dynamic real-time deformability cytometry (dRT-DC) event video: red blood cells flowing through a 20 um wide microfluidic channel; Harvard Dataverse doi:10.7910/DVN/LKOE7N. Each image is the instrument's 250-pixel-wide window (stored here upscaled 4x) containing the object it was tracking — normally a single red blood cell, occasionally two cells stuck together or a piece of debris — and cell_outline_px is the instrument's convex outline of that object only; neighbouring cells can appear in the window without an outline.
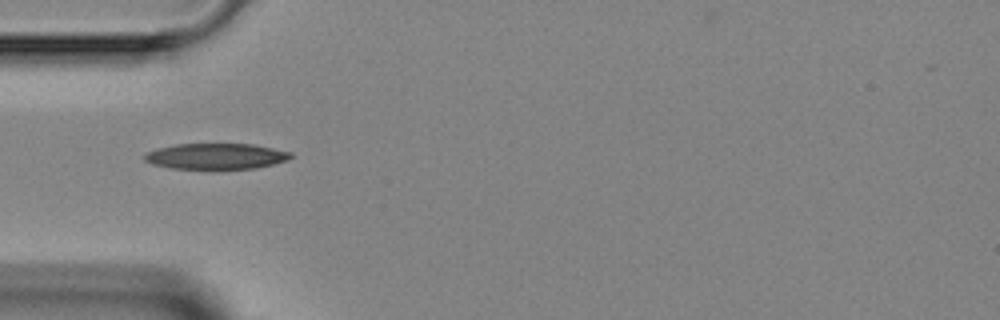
{"species": "Egyptian fruit bat (a non-hibernating species)", "species_latin": "Rousettus aegyptiacus", "temperature_condition": "room temperature", "stored_images_in_passage": 33, "camera_frame_rate_fps": 3000, "um_per_image_px": 0.085, "animal": {"sex": "female"}, "frame": {"image": 1, "passage_image": 1, "time_ms": 0.0, "image_size_px": [1000, 320], "cell_outline_px": [[292, 156], [288, 160], [256, 168], [172, 168], [152, 164], [144, 160], [144, 152], [156, 148], [176, 144], [252, 144], [292, 152]], "centroid_in_image_um": [18.33, 13.27], "position_along_channel_um": 66.7, "area_um2": 21.85}}
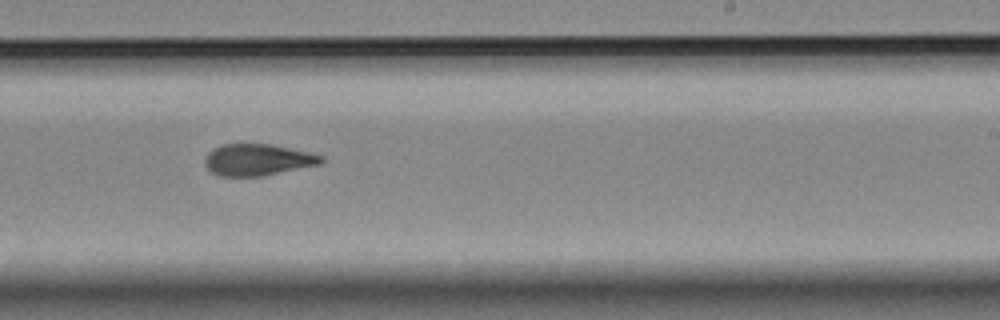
{"frame": {"image": 2, "passage_image": 15, "time_ms": 4.667, "image_size_px": [1000, 320], "cell_outline_px": [[324, 160], [320, 164], [264, 176], [220, 176], [212, 172], [204, 164], [204, 160], [208, 152], [212, 148], [224, 144], [272, 144], [308, 152], [324, 156]], "centroid_in_image_um": [21.89, 13.58], "position_along_channel_um": 267.1, "area_um2": 21.44}}
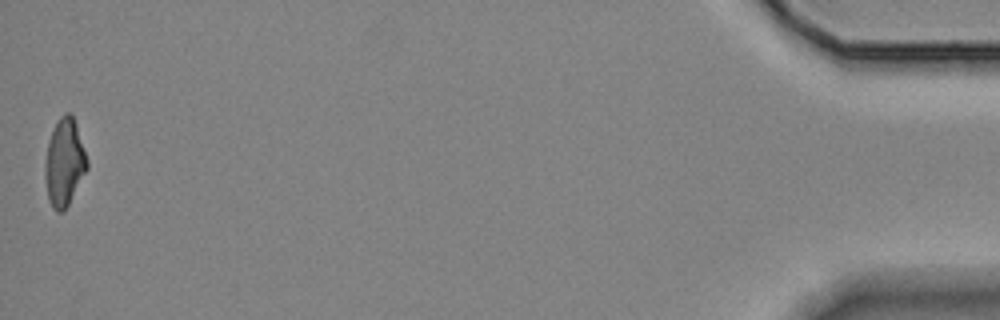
{"frame": {"image": 3, "passage_image": 33, "time_ms": 10.667, "image_size_px": [1000, 320], "cell_outline_px": [[88, 168], [64, 212], [56, 212], [52, 208], [48, 200], [44, 176], [44, 164], [48, 140], [56, 120], [64, 112], [72, 112], [88, 160]], "centroid_in_image_um": [5.45, 13.8], "position_along_channel_um": 429.7, "area_um2": 21.79}}